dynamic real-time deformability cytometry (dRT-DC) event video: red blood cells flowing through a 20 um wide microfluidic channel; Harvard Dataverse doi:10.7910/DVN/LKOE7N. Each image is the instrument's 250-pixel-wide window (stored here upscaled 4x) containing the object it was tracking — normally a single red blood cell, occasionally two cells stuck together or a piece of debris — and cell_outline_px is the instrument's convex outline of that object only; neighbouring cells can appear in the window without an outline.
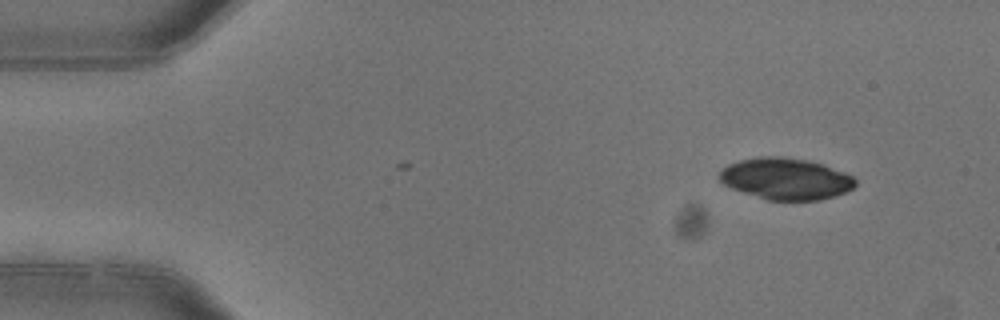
{"species": "common noctule bat (a hibernating species)", "species_latin": "Nyctalus noctula", "temperature_condition": "warm", "stored_images_in_passage": 4, "camera_frame_rate_fps": 3000, "um_per_image_px": 0.085, "animal": {"sex": "female"}, "frame": {"image": 1, "passage_image": 1, "time_ms": 0.0, "image_size_px": [1000, 320], "cell_outline_px": [[856, 184], [852, 188], [844, 192], [820, 200], [768, 200], [732, 188], [724, 184], [720, 180], [720, 172], [728, 164], [740, 160], [756, 156], [780, 156], [808, 160], [824, 164], [844, 172], [852, 176], [856, 180]], "centroid_in_image_um": [66.8, 15.18], "position_along_channel_um": 18.2, "area_um2": 32.71}}